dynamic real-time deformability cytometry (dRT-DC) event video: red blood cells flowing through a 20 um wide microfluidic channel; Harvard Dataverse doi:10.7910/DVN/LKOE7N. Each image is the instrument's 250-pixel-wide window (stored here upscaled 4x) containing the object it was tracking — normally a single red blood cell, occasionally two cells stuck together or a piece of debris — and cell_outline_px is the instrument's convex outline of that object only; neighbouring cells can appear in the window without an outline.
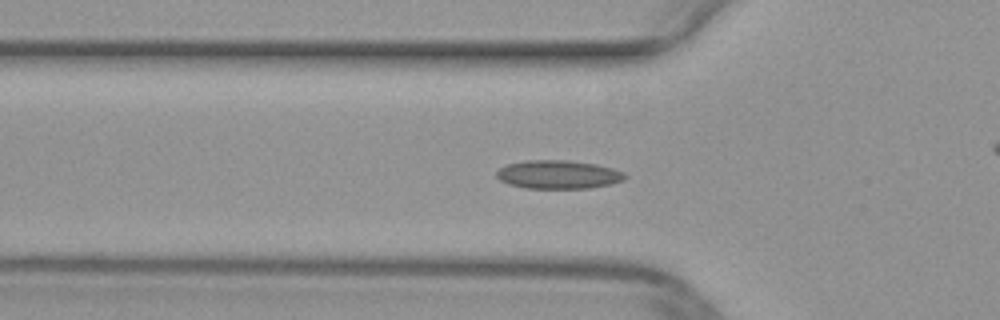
{"species": "common noctule bat (a hibernating species)", "species_latin": "Nyctalus noctula", "temperature_condition": "warm", "stored_images_in_passage": 33, "camera_frame_rate_fps": 3000, "um_per_image_px": 0.085, "animal": {"sex": "female", "body_mass_g": 29.2, "forearm_length_mm": 56.3}, "frame": {"image": 1, "passage_image": 12, "time_ms": 3.667, "image_size_px": [1000, 320], "cell_outline_px": [[628, 176], [624, 180], [612, 184], [588, 188], [524, 188], [508, 184], [500, 180], [496, 176], [496, 172], [500, 168], [508, 164], [524, 160], [568, 160], [596, 164], [612, 168], [624, 172]], "centroid_in_image_um": [47.46, 14.83], "position_along_channel_um": 78.3, "area_um2": 21.44}}
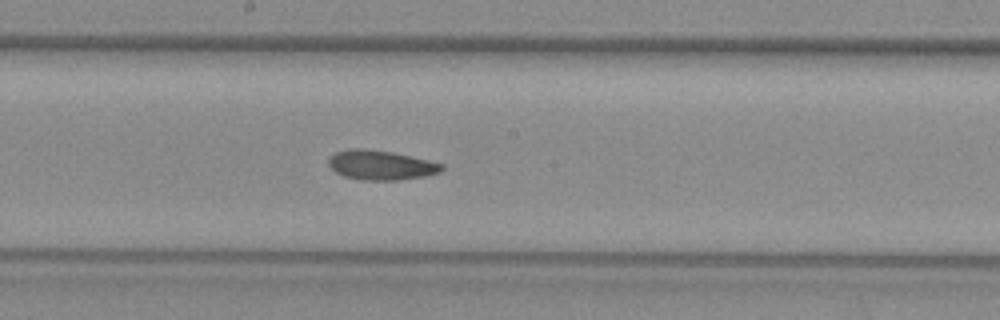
{"frame": {"image": 2, "passage_image": 22, "time_ms": 7.0, "image_size_px": [1000, 320], "cell_outline_px": [[444, 168], [440, 172], [424, 176], [396, 180], [364, 180], [344, 176], [336, 172], [328, 164], [328, 160], [336, 152], [348, 148], [364, 148], [392, 152], [428, 160], [444, 164]], "centroid_in_image_um": [32.37, 14.02], "position_along_channel_um": 215.8, "area_um2": 19.36}}
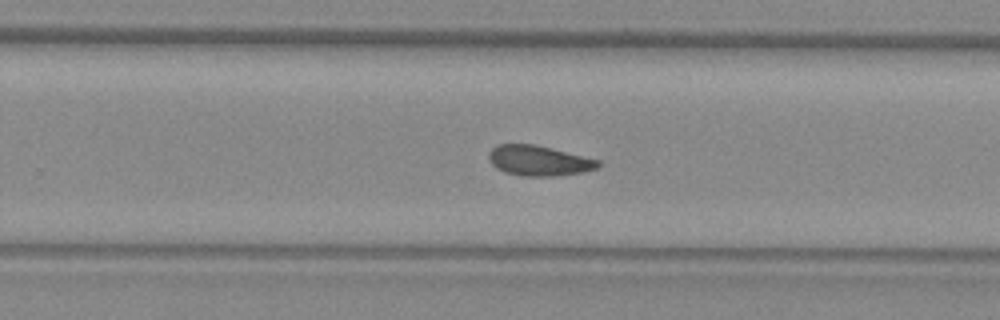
{"frame": {"image": 3, "passage_image": 27, "time_ms": 8.667, "image_size_px": [1000, 320], "cell_outline_px": [[600, 164], [596, 168], [580, 172], [556, 176], [524, 176], [504, 172], [496, 168], [488, 160], [488, 152], [496, 144], [532, 144], [600, 160]], "centroid_in_image_um": [45.73, 13.65], "position_along_channel_um": 284.1, "area_um2": 19.07}}